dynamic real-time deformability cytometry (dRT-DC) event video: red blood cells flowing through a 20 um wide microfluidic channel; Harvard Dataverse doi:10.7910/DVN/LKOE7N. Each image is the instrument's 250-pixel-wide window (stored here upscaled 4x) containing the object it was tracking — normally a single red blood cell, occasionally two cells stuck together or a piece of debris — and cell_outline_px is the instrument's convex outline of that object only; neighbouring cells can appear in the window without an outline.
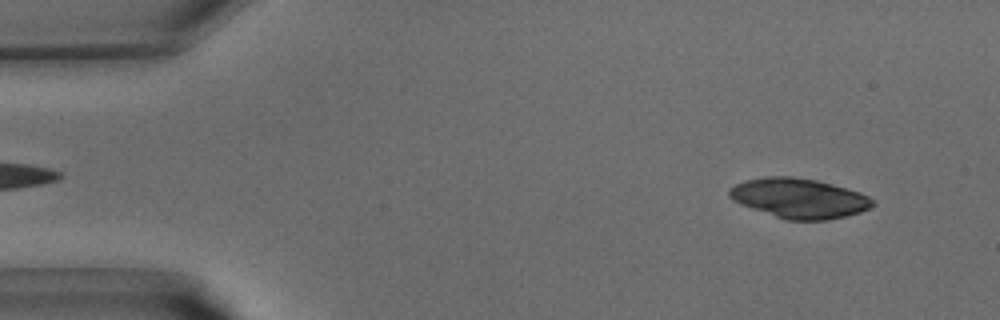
{"species": "common noctule bat (a hibernating species)", "species_latin": "Nyctalus noctula", "temperature_condition": "warm", "stored_images_in_passage": 40, "camera_frame_rate_fps": 3000, "um_per_image_px": 0.085, "animal": {"sex": "male", "body_mass_g": 15.6}, "frame": {"image": 1, "passage_image": 3, "time_ms": 0.667, "image_size_px": [1000, 320], "cell_outline_px": [[876, 204], [872, 208], [860, 212], [828, 220], [788, 220], [740, 204], [732, 200], [728, 196], [728, 188], [744, 180], [768, 176], [792, 176], [816, 180], [848, 188], [860, 192], [868, 196]], "centroid_in_image_um": [67.93, 16.84], "position_along_channel_um": 17.1, "area_um2": 33.29}}
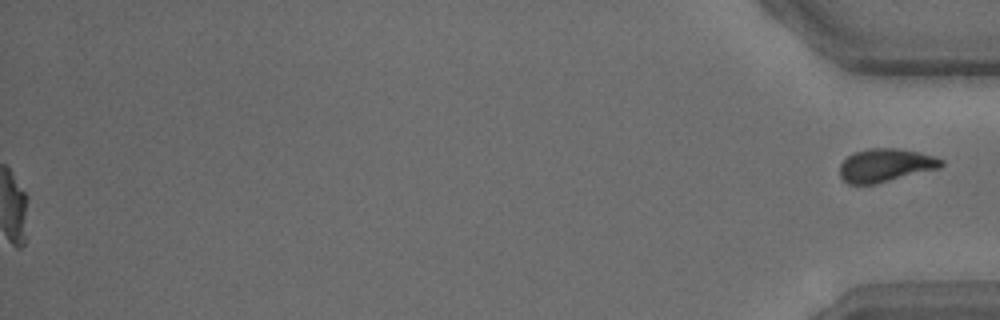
{"frame": {"image": 2, "passage_image": 40, "time_ms": 13.0, "image_size_px": [1000, 320], "cell_outline_px": [[944, 164], [940, 168], [876, 184], [848, 184], [840, 176], [840, 164], [848, 156], [856, 152], [868, 148], [896, 148], [916, 152], [932, 156], [944, 160]], "centroid_in_image_um": [75.26, 14.06], "position_along_channel_um": 359.9, "area_um2": 19.54}}